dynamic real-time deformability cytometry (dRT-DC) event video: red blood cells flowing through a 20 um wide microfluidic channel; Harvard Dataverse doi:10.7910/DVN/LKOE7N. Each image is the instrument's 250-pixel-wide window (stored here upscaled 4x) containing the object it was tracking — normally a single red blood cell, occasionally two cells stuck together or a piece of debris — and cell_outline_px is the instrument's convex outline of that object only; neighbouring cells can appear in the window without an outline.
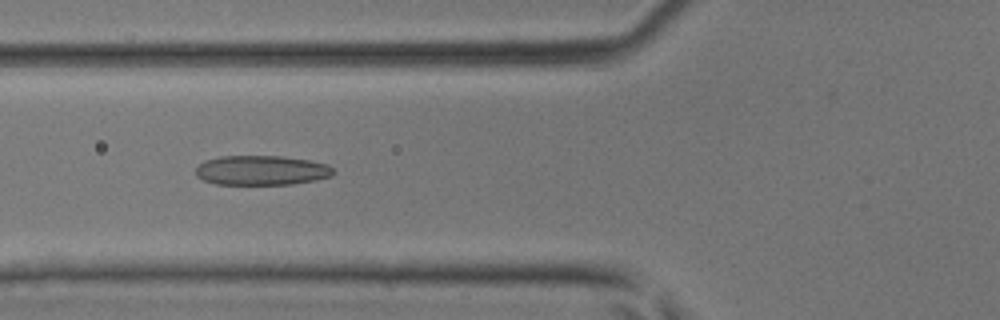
{"species": "common noctule bat (a hibernating species)", "species_latin": "Nyctalus noctula", "temperature_condition": "room temperature", "stored_images_in_passage": 44, "camera_frame_rate_fps": 3000, "um_per_image_px": 0.085, "animal": {"sex": "male", "body_mass_g": 17.9, "forearm_length_mm": 54.2}, "frame": {"image": 1, "passage_image": 17, "time_ms": 5.333, "image_size_px": [1000, 320], "cell_outline_px": [[336, 172], [332, 176], [316, 180], [292, 184], [216, 184], [204, 180], [196, 176], [196, 168], [204, 160], [220, 156], [280, 156], [308, 160], [328, 164]], "centroid_in_image_um": [22.24, 14.47], "position_along_channel_um": 103.6, "area_um2": 23.81}}
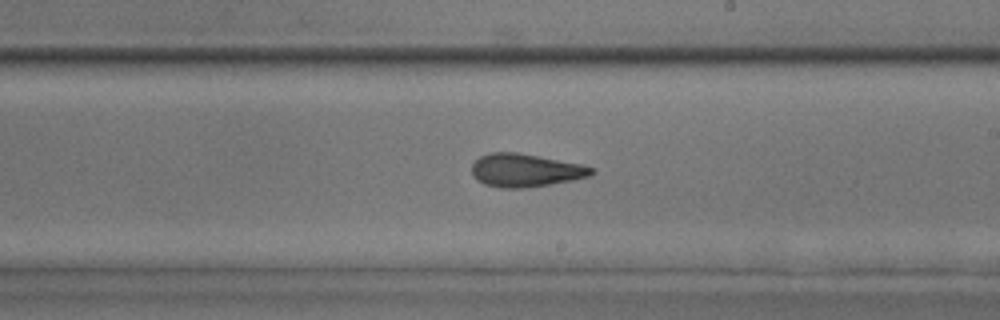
{"frame": {"image": 2, "passage_image": 26, "time_ms": 8.333, "image_size_px": [1000, 320], "cell_outline_px": [[596, 172], [588, 176], [572, 180], [524, 188], [500, 188], [484, 184], [476, 180], [472, 176], [472, 164], [480, 156], [488, 152], [516, 152], [580, 164], [596, 168]], "centroid_in_image_um": [44.62, 14.48], "position_along_channel_um": 244.4, "area_um2": 23.06}}
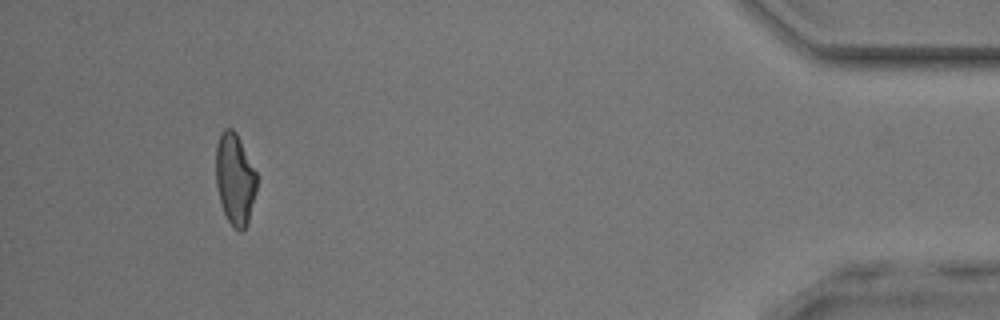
{"frame": {"image": 3, "passage_image": 41, "time_ms": 13.333, "image_size_px": [1000, 320], "cell_outline_px": [[256, 192], [248, 220], [244, 228], [240, 232], [228, 220], [224, 212], [220, 200], [216, 184], [216, 144], [220, 132], [224, 128], [232, 128], [236, 132], [256, 172]], "centroid_in_image_um": [19.95, 15.17], "position_along_channel_um": 415.2, "area_um2": 21.5}}